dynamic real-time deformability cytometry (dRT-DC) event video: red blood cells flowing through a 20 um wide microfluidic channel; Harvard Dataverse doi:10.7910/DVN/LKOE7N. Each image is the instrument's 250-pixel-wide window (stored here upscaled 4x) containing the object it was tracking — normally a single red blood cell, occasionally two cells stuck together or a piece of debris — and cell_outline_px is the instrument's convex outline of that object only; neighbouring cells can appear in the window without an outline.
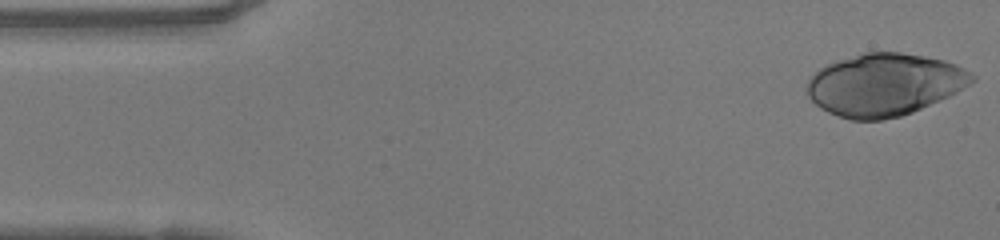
{"species": "human", "species_latin": "Homo sapiens", "temperature_condition": "warm", "stored_images_in_passage": 47, "camera_frame_rate_fps": 3000, "um_per_image_px": 0.085, "donor": {"sex": "female"}, "frame": {"image": 1, "passage_image": 1, "time_ms": 0.0, "image_size_px": [1000, 240], "cell_outline_px": [[976, 80], [956, 92], [948, 96], [912, 112], [900, 116], [884, 120], [852, 120], [828, 112], [820, 108], [808, 96], [808, 80], [820, 68], [828, 64], [864, 52], [900, 52], [924, 56], [944, 60], [956, 64], [964, 68], [976, 76]], "centroid_in_image_um": [75.2, 7.19], "position_along_channel_um": 9.8, "area_um2": 59.48}}
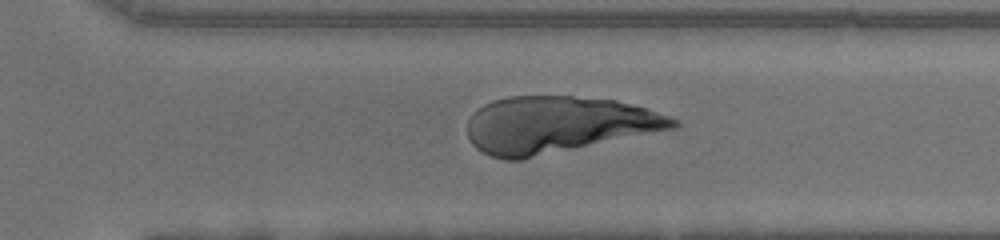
{"frame": {"image": 2, "passage_image": 32, "time_ms": 10.333, "image_size_px": [1000, 240], "cell_outline_px": [[680, 124], [676, 128], [520, 160], [504, 160], [492, 156], [476, 148], [472, 144], [468, 136], [468, 120], [484, 104], [492, 100], [508, 96], [572, 96], [616, 100], [644, 108], [680, 120]], "centroid_in_image_um": [47.4, 10.6], "position_along_channel_um": 323.2, "area_um2": 67.57}}
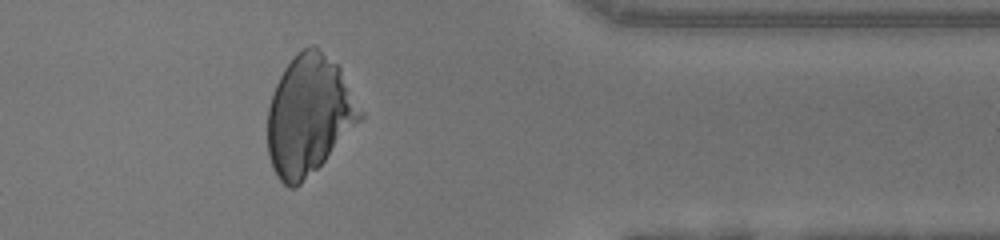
{"frame": {"image": 3, "passage_image": 38, "time_ms": 12.333, "image_size_px": [1000, 240], "cell_outline_px": [[364, 116], [324, 160], [296, 188], [288, 188], [276, 176], [272, 168], [268, 156], [268, 108], [276, 84], [284, 68], [308, 44], [316, 44], [340, 68], [364, 112]], "centroid_in_image_um": [26.25, 9.78], "position_along_channel_um": 385.1, "area_um2": 63.87}}